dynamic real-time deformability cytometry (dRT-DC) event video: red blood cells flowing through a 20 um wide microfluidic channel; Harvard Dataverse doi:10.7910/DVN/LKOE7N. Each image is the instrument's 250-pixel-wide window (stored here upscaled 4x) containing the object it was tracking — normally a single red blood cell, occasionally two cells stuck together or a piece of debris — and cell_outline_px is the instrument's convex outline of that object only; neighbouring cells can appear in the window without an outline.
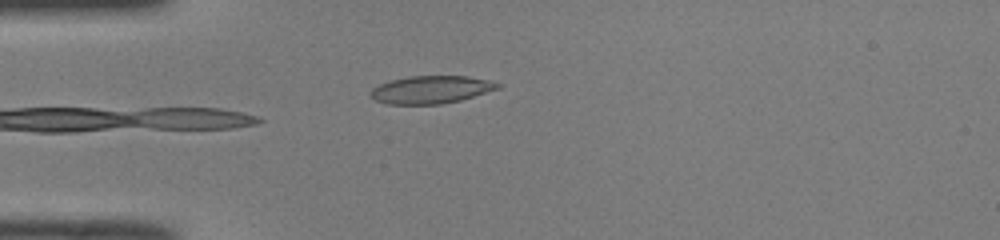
{"species": "common noctule bat (a hibernating species)", "species_latin": "Nyctalus noctula", "temperature_condition": "room temperature", "stored_images_in_passage": 24, "camera_frame_rate_fps": 3000, "um_per_image_px": 0.085, "animal": {"sex": "male", "body_mass_g": 19.0, "forearm_length_mm": 50.8}, "frame": {"image": 1, "passage_image": 1, "time_ms": 0.0, "image_size_px": [1000, 240], "cell_outline_px": [[504, 84], [500, 88], [460, 100], [440, 104], [388, 104], [376, 100], [372, 96], [372, 88], [380, 84], [392, 80], [408, 76], [468, 76], [492, 80]], "centroid_in_image_um": [36.71, 7.61], "position_along_channel_um": 48.3, "area_um2": 20.46}}
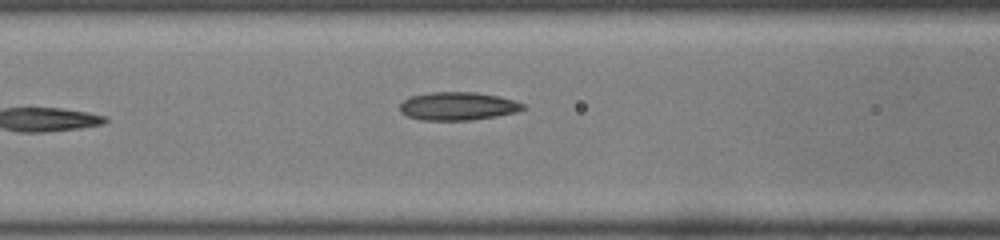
{"frame": {"image": 2, "passage_image": 8, "time_ms": 2.333, "image_size_px": [1000, 240], "cell_outline_px": [[528, 108], [516, 112], [496, 116], [468, 120], [420, 120], [408, 116], [400, 112], [400, 104], [404, 100], [412, 96], [432, 92], [476, 92], [496, 96], [512, 100], [524, 104]], "centroid_in_image_um": [38.91, 9.02], "position_along_channel_um": 127.7, "area_um2": 20.06}}
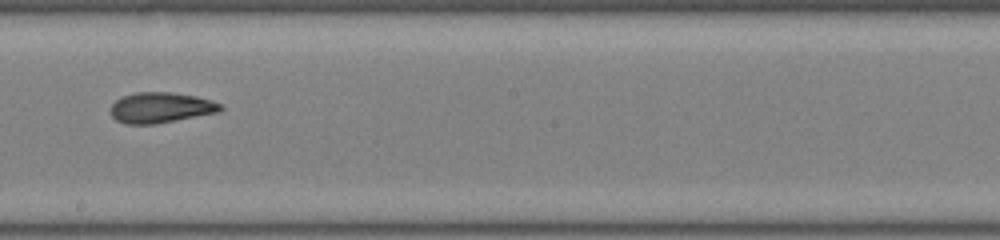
{"frame": {"image": 3, "passage_image": 16, "time_ms": 5.0, "image_size_px": [1000, 240], "cell_outline_px": [[224, 108], [220, 112], [152, 124], [124, 124], [116, 120], [112, 116], [112, 104], [116, 100], [124, 96], [136, 92], [172, 92], [196, 96], [212, 100], [220, 104]], "centroid_in_image_um": [13.68, 9.14], "position_along_channel_um": 234.5, "area_um2": 19.42}}